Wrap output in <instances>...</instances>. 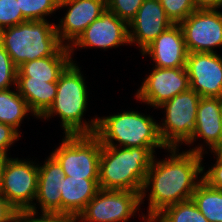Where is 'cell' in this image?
<instances>
[{"label":"cell","mask_w":222,"mask_h":222,"mask_svg":"<svg viewBox=\"0 0 222 222\" xmlns=\"http://www.w3.org/2000/svg\"><path fill=\"white\" fill-rule=\"evenodd\" d=\"M72 61L60 74L56 97L49 109L40 117L47 119L59 115L65 135L94 134L98 118L82 121L87 108L88 92L79 67Z\"/></svg>","instance_id":"obj_3"},{"label":"cell","mask_w":222,"mask_h":222,"mask_svg":"<svg viewBox=\"0 0 222 222\" xmlns=\"http://www.w3.org/2000/svg\"><path fill=\"white\" fill-rule=\"evenodd\" d=\"M159 2L173 24H179L197 9L192 0H159Z\"/></svg>","instance_id":"obj_26"},{"label":"cell","mask_w":222,"mask_h":222,"mask_svg":"<svg viewBox=\"0 0 222 222\" xmlns=\"http://www.w3.org/2000/svg\"><path fill=\"white\" fill-rule=\"evenodd\" d=\"M191 199L209 222H222V190L209 187L202 181Z\"/></svg>","instance_id":"obj_23"},{"label":"cell","mask_w":222,"mask_h":222,"mask_svg":"<svg viewBox=\"0 0 222 222\" xmlns=\"http://www.w3.org/2000/svg\"><path fill=\"white\" fill-rule=\"evenodd\" d=\"M190 88L186 67H155L142 82L136 98L150 106L159 108L163 103Z\"/></svg>","instance_id":"obj_11"},{"label":"cell","mask_w":222,"mask_h":222,"mask_svg":"<svg viewBox=\"0 0 222 222\" xmlns=\"http://www.w3.org/2000/svg\"><path fill=\"white\" fill-rule=\"evenodd\" d=\"M197 137H201L212 151L222 140V98L201 97L199 100L195 129L186 144L190 145Z\"/></svg>","instance_id":"obj_17"},{"label":"cell","mask_w":222,"mask_h":222,"mask_svg":"<svg viewBox=\"0 0 222 222\" xmlns=\"http://www.w3.org/2000/svg\"><path fill=\"white\" fill-rule=\"evenodd\" d=\"M69 47L64 45L54 56L31 60L17 68V79L57 82L60 74L73 61Z\"/></svg>","instance_id":"obj_20"},{"label":"cell","mask_w":222,"mask_h":222,"mask_svg":"<svg viewBox=\"0 0 222 222\" xmlns=\"http://www.w3.org/2000/svg\"><path fill=\"white\" fill-rule=\"evenodd\" d=\"M209 222L192 199L164 208L151 222Z\"/></svg>","instance_id":"obj_24"},{"label":"cell","mask_w":222,"mask_h":222,"mask_svg":"<svg viewBox=\"0 0 222 222\" xmlns=\"http://www.w3.org/2000/svg\"><path fill=\"white\" fill-rule=\"evenodd\" d=\"M8 159H9L8 155L0 154V191L3 179V172Z\"/></svg>","instance_id":"obj_35"},{"label":"cell","mask_w":222,"mask_h":222,"mask_svg":"<svg viewBox=\"0 0 222 222\" xmlns=\"http://www.w3.org/2000/svg\"><path fill=\"white\" fill-rule=\"evenodd\" d=\"M140 204L138 192L100 189L79 216L87 222H127Z\"/></svg>","instance_id":"obj_9"},{"label":"cell","mask_w":222,"mask_h":222,"mask_svg":"<svg viewBox=\"0 0 222 222\" xmlns=\"http://www.w3.org/2000/svg\"><path fill=\"white\" fill-rule=\"evenodd\" d=\"M213 153H215L214 155L217 156L218 158L222 159V140L220 141V143L214 148L213 151H211Z\"/></svg>","instance_id":"obj_36"},{"label":"cell","mask_w":222,"mask_h":222,"mask_svg":"<svg viewBox=\"0 0 222 222\" xmlns=\"http://www.w3.org/2000/svg\"><path fill=\"white\" fill-rule=\"evenodd\" d=\"M149 55L159 68L186 67L188 51L179 24H173L163 31L142 52Z\"/></svg>","instance_id":"obj_16"},{"label":"cell","mask_w":222,"mask_h":222,"mask_svg":"<svg viewBox=\"0 0 222 222\" xmlns=\"http://www.w3.org/2000/svg\"><path fill=\"white\" fill-rule=\"evenodd\" d=\"M144 0H106L107 9L127 24L135 17Z\"/></svg>","instance_id":"obj_28"},{"label":"cell","mask_w":222,"mask_h":222,"mask_svg":"<svg viewBox=\"0 0 222 222\" xmlns=\"http://www.w3.org/2000/svg\"><path fill=\"white\" fill-rule=\"evenodd\" d=\"M38 186V165L32 161L9 158L3 172L0 193L20 213L38 212L32 203Z\"/></svg>","instance_id":"obj_8"},{"label":"cell","mask_w":222,"mask_h":222,"mask_svg":"<svg viewBox=\"0 0 222 222\" xmlns=\"http://www.w3.org/2000/svg\"><path fill=\"white\" fill-rule=\"evenodd\" d=\"M19 212L0 193V222H18Z\"/></svg>","instance_id":"obj_33"},{"label":"cell","mask_w":222,"mask_h":222,"mask_svg":"<svg viewBox=\"0 0 222 222\" xmlns=\"http://www.w3.org/2000/svg\"><path fill=\"white\" fill-rule=\"evenodd\" d=\"M25 21L17 0H0V30Z\"/></svg>","instance_id":"obj_27"},{"label":"cell","mask_w":222,"mask_h":222,"mask_svg":"<svg viewBox=\"0 0 222 222\" xmlns=\"http://www.w3.org/2000/svg\"><path fill=\"white\" fill-rule=\"evenodd\" d=\"M16 90L26 100L33 115L40 118L49 109L56 97L57 82L17 79Z\"/></svg>","instance_id":"obj_21"},{"label":"cell","mask_w":222,"mask_h":222,"mask_svg":"<svg viewBox=\"0 0 222 222\" xmlns=\"http://www.w3.org/2000/svg\"><path fill=\"white\" fill-rule=\"evenodd\" d=\"M30 110L26 100L19 92L11 89L0 90V122L10 125L17 131L23 118Z\"/></svg>","instance_id":"obj_22"},{"label":"cell","mask_w":222,"mask_h":222,"mask_svg":"<svg viewBox=\"0 0 222 222\" xmlns=\"http://www.w3.org/2000/svg\"><path fill=\"white\" fill-rule=\"evenodd\" d=\"M102 144L94 135H65L62 144L51 156L63 168L66 176L98 179Z\"/></svg>","instance_id":"obj_6"},{"label":"cell","mask_w":222,"mask_h":222,"mask_svg":"<svg viewBox=\"0 0 222 222\" xmlns=\"http://www.w3.org/2000/svg\"><path fill=\"white\" fill-rule=\"evenodd\" d=\"M218 9H196L179 23L188 53H216L222 46V13Z\"/></svg>","instance_id":"obj_10"},{"label":"cell","mask_w":222,"mask_h":222,"mask_svg":"<svg viewBox=\"0 0 222 222\" xmlns=\"http://www.w3.org/2000/svg\"><path fill=\"white\" fill-rule=\"evenodd\" d=\"M122 44H130L128 24L106 8L100 17L69 46V50L72 53L74 46L76 48L97 47L106 50Z\"/></svg>","instance_id":"obj_13"},{"label":"cell","mask_w":222,"mask_h":222,"mask_svg":"<svg viewBox=\"0 0 222 222\" xmlns=\"http://www.w3.org/2000/svg\"><path fill=\"white\" fill-rule=\"evenodd\" d=\"M94 135L102 145L116 147H158L168 149L163 143L159 124L152 117L135 111L98 118ZM119 144H114V141Z\"/></svg>","instance_id":"obj_5"},{"label":"cell","mask_w":222,"mask_h":222,"mask_svg":"<svg viewBox=\"0 0 222 222\" xmlns=\"http://www.w3.org/2000/svg\"><path fill=\"white\" fill-rule=\"evenodd\" d=\"M61 183V213L70 215H79L100 190L99 179L65 176Z\"/></svg>","instance_id":"obj_19"},{"label":"cell","mask_w":222,"mask_h":222,"mask_svg":"<svg viewBox=\"0 0 222 222\" xmlns=\"http://www.w3.org/2000/svg\"><path fill=\"white\" fill-rule=\"evenodd\" d=\"M197 9H218L222 7V0H192Z\"/></svg>","instance_id":"obj_34"},{"label":"cell","mask_w":222,"mask_h":222,"mask_svg":"<svg viewBox=\"0 0 222 222\" xmlns=\"http://www.w3.org/2000/svg\"><path fill=\"white\" fill-rule=\"evenodd\" d=\"M200 99L189 88L159 106L165 109L166 118L162 126L159 124V133L167 148H178L180 143L186 144L192 138Z\"/></svg>","instance_id":"obj_7"},{"label":"cell","mask_w":222,"mask_h":222,"mask_svg":"<svg viewBox=\"0 0 222 222\" xmlns=\"http://www.w3.org/2000/svg\"><path fill=\"white\" fill-rule=\"evenodd\" d=\"M168 150L171 153L170 158H165L163 161L153 159L141 191L142 203L146 189L151 188L148 218L145 219L144 215L142 217L147 220L146 222H151L164 208L190 200L202 182V176L198 180V175L204 172V166L201 165L202 153L204 154L202 145L182 153L178 152V148H168Z\"/></svg>","instance_id":"obj_1"},{"label":"cell","mask_w":222,"mask_h":222,"mask_svg":"<svg viewBox=\"0 0 222 222\" xmlns=\"http://www.w3.org/2000/svg\"><path fill=\"white\" fill-rule=\"evenodd\" d=\"M36 214L32 210L20 212L18 222H73V215L66 213L42 212L40 218H35Z\"/></svg>","instance_id":"obj_30"},{"label":"cell","mask_w":222,"mask_h":222,"mask_svg":"<svg viewBox=\"0 0 222 222\" xmlns=\"http://www.w3.org/2000/svg\"><path fill=\"white\" fill-rule=\"evenodd\" d=\"M157 147H116L102 145L99 186L103 190H126L141 194Z\"/></svg>","instance_id":"obj_2"},{"label":"cell","mask_w":222,"mask_h":222,"mask_svg":"<svg viewBox=\"0 0 222 222\" xmlns=\"http://www.w3.org/2000/svg\"><path fill=\"white\" fill-rule=\"evenodd\" d=\"M0 44L17 67L31 60L54 56L64 46L55 24L47 19L27 20L0 30Z\"/></svg>","instance_id":"obj_4"},{"label":"cell","mask_w":222,"mask_h":222,"mask_svg":"<svg viewBox=\"0 0 222 222\" xmlns=\"http://www.w3.org/2000/svg\"><path fill=\"white\" fill-rule=\"evenodd\" d=\"M68 6L65 17L59 25H55L59 40L67 47L71 46L107 8L106 0H59L58 8ZM65 40H68L67 44Z\"/></svg>","instance_id":"obj_14"},{"label":"cell","mask_w":222,"mask_h":222,"mask_svg":"<svg viewBox=\"0 0 222 222\" xmlns=\"http://www.w3.org/2000/svg\"><path fill=\"white\" fill-rule=\"evenodd\" d=\"M190 88L201 97L222 98V57L217 53H188Z\"/></svg>","instance_id":"obj_12"},{"label":"cell","mask_w":222,"mask_h":222,"mask_svg":"<svg viewBox=\"0 0 222 222\" xmlns=\"http://www.w3.org/2000/svg\"><path fill=\"white\" fill-rule=\"evenodd\" d=\"M17 68L10 55L0 44V90L10 89L12 84L16 86Z\"/></svg>","instance_id":"obj_29"},{"label":"cell","mask_w":222,"mask_h":222,"mask_svg":"<svg viewBox=\"0 0 222 222\" xmlns=\"http://www.w3.org/2000/svg\"><path fill=\"white\" fill-rule=\"evenodd\" d=\"M171 25L173 22L166 16L159 0H144L128 24L129 43L136 42L142 52Z\"/></svg>","instance_id":"obj_15"},{"label":"cell","mask_w":222,"mask_h":222,"mask_svg":"<svg viewBox=\"0 0 222 222\" xmlns=\"http://www.w3.org/2000/svg\"><path fill=\"white\" fill-rule=\"evenodd\" d=\"M65 173L60 164L50 155L45 163L38 165V186L36 201L41 212L61 213V181Z\"/></svg>","instance_id":"obj_18"},{"label":"cell","mask_w":222,"mask_h":222,"mask_svg":"<svg viewBox=\"0 0 222 222\" xmlns=\"http://www.w3.org/2000/svg\"><path fill=\"white\" fill-rule=\"evenodd\" d=\"M216 160L214 166L203 174L202 181L209 187L222 190V159L216 157Z\"/></svg>","instance_id":"obj_32"},{"label":"cell","mask_w":222,"mask_h":222,"mask_svg":"<svg viewBox=\"0 0 222 222\" xmlns=\"http://www.w3.org/2000/svg\"><path fill=\"white\" fill-rule=\"evenodd\" d=\"M20 133L10 125L0 122V154L8 155V148L19 139Z\"/></svg>","instance_id":"obj_31"},{"label":"cell","mask_w":222,"mask_h":222,"mask_svg":"<svg viewBox=\"0 0 222 222\" xmlns=\"http://www.w3.org/2000/svg\"><path fill=\"white\" fill-rule=\"evenodd\" d=\"M23 17L28 21L45 20L58 10L59 0H17Z\"/></svg>","instance_id":"obj_25"},{"label":"cell","mask_w":222,"mask_h":222,"mask_svg":"<svg viewBox=\"0 0 222 222\" xmlns=\"http://www.w3.org/2000/svg\"><path fill=\"white\" fill-rule=\"evenodd\" d=\"M87 222L84 221L79 215H73V222Z\"/></svg>","instance_id":"obj_37"}]
</instances>
